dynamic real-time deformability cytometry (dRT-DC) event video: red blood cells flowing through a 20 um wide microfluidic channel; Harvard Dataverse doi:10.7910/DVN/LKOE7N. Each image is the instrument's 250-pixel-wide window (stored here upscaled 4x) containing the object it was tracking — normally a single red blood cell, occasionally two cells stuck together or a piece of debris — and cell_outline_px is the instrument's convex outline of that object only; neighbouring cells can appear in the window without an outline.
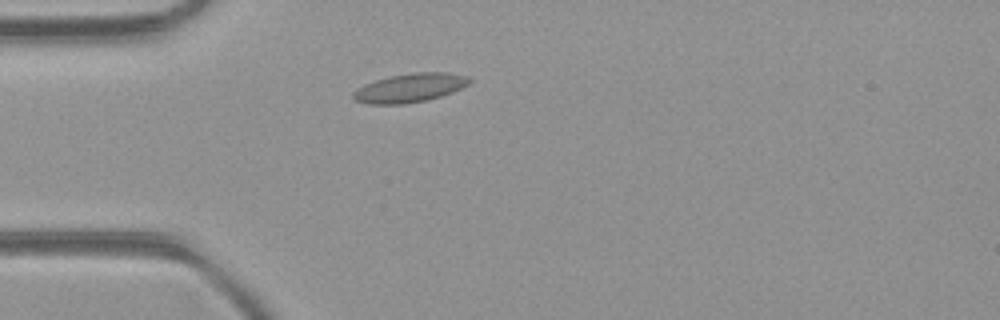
{"species": "common noctule bat (a hibernating species)", "species_latin": "Nyctalus noctula", "temperature_condition": "room temperature", "stored_images_in_passage": 32, "camera_frame_rate_fps": 3000, "um_per_image_px": 0.085, "animal": {"sex": "female", "body_mass_g": 21.9}, "frame": {"image": 1, "passage_image": 2, "time_ms": 0.333, "image_size_px": [1000, 320], "cell_outline_px": [[472, 80], [468, 84], [452, 92], [428, 100], [404, 104], [368, 104], [356, 100], [352, 96], [352, 92], [364, 84], [388, 76], [412, 72], [448, 72], [468, 76]], "centroid_in_image_um": [34.83, 7.46], "position_along_channel_um": 50.2, "area_um2": 19.59}}
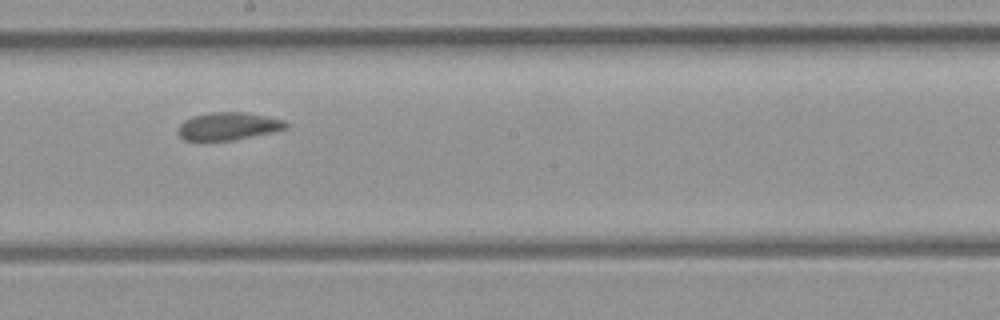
{"frame": {"image": 2, "passage_image": 15, "time_ms": 4.667, "image_size_px": [1000, 320], "cell_outline_px": [[288, 128], [272, 132], [232, 140], [184, 140], [180, 136], [180, 124], [184, 120], [192, 116], [208, 112], [244, 112], [284, 120], [288, 124]], "centroid_in_image_um": [19.41, 10.71], "position_along_channel_um": 228.8, "area_um2": 17.17}}
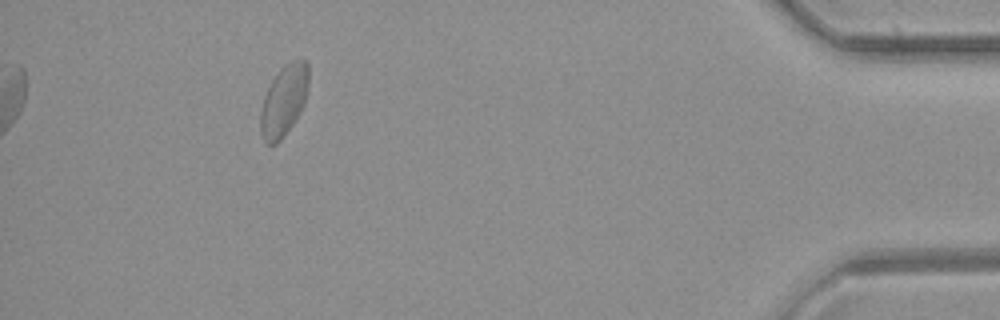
{"frame": {"image": 3, "passage_image": 32, "time_ms": 10.333, "image_size_px": [1000, 320], "cell_outline_px": [[308, 88], [304, 104], [300, 112], [292, 124], [280, 140], [276, 144], [268, 144], [264, 140], [260, 132], [260, 112], [264, 96], [272, 80], [280, 68], [284, 64], [292, 60], [308, 60]], "centroid_in_image_um": [24.13, 8.53], "position_along_channel_um": 411.1, "area_um2": 19.83}, "authors_computed_cell_mechanics": {"area_um2": 18.2359, "velocity_mm_per_s": 4.3839, "shape_relaxation_time_tau1_ms": null, "shape_relaxation_time_tau2_ms": 0.5328, "deformation_change_tau1": null, "deformation_change_tau2": 0.0276}}